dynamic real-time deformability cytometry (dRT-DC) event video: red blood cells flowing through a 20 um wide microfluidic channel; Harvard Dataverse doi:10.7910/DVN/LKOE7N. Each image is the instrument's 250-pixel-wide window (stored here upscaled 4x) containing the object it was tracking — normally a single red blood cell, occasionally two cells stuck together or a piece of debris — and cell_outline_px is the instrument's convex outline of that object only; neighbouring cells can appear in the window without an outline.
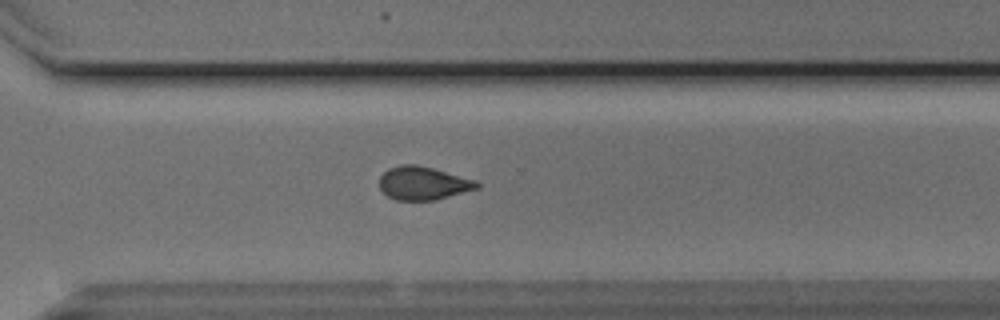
{"species": "Egyptian fruit bat (a non-hibernating species)", "species_latin": "Rousettus aegyptiacus", "temperature_condition": "cold", "stored_images_in_passage": 10, "camera_frame_rate_fps": 3000, "um_per_image_px": 0.085, "animal": {"sex": "male"}, "frame": {"image": 1, "passage_image": 10, "time_ms": 3.0, "image_size_px": [1000, 320], "cell_outline_px": [[480, 188], [432, 200], [396, 200], [388, 196], [380, 188], [380, 176], [388, 168], [400, 164], [416, 164], [432, 168], [476, 180], [480, 184]], "centroid_in_image_um": [35.96, 15.56], "position_along_channel_um": 334.6, "area_um2": 18.79}}